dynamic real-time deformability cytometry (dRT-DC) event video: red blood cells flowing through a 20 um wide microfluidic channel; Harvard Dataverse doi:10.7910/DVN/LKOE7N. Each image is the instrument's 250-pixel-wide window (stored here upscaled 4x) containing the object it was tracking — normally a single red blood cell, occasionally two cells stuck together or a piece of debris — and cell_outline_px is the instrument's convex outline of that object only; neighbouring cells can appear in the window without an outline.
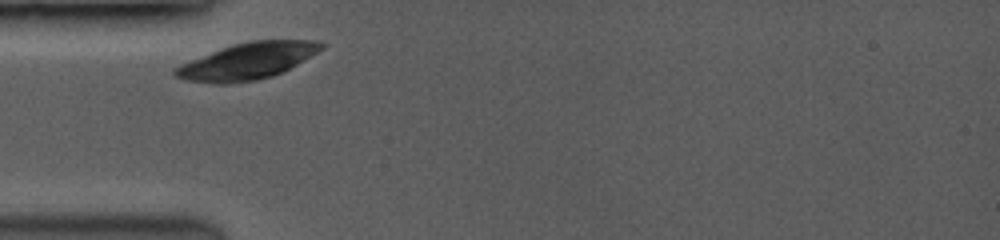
{"species": "common noctule bat (a hibernating species)", "species_latin": "Nyctalus noctula", "temperature_condition": "room temperature", "stored_images_in_passage": 11, "camera_frame_rate_fps": 3500, "um_per_image_px": 0.085, "animal": {"sex": "female", "body_mass_g": 19.0, "forearm_length_mm": 53.3}, "frame": {"image": 1, "passage_image": 1, "time_ms": 0.0, "image_size_px": [1000, 240], "cell_outline_px": [[328, 44], [324, 48], [296, 64], [272, 76], [256, 80], [224, 84], [220, 84], [188, 80], [176, 76], [172, 72], [180, 64], [232, 44], [248, 40], [320, 40]], "centroid_in_image_um": [21.07, 5.17], "position_along_channel_um": 63.9, "area_um2": 30.75}}
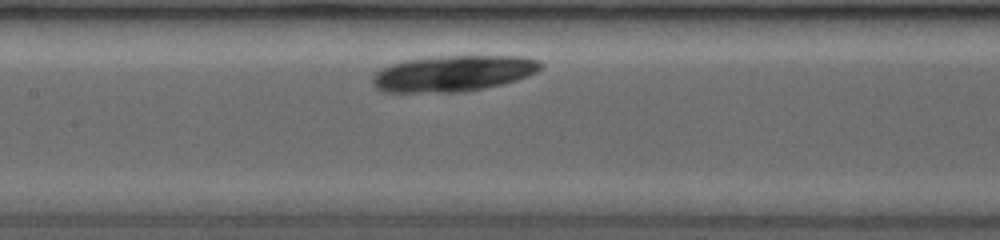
{"frame": {"image": 2, "passage_image": 8, "time_ms": 2.857, "image_size_px": [1000, 240], "cell_outline_px": [[544, 64], [536, 72], [528, 76], [516, 80], [484, 88], [448, 92], [384, 92], [376, 88], [372, 84], [372, 76], [380, 68], [404, 60], [432, 56], [520, 56], [540, 60]], "centroid_in_image_um": [38.49, 6.22], "position_along_channel_um": 168.9, "area_um2": 35.26}}
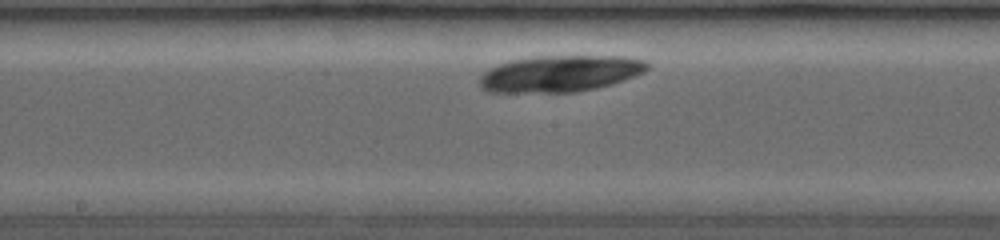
{"frame": {"image": 3, "passage_image": 10, "time_ms": 3.714, "image_size_px": [1000, 240], "cell_outline_px": [[648, 68], [644, 72], [624, 80], [612, 84], [596, 88], [576, 92], [488, 92], [480, 88], [480, 76], [484, 72], [508, 60], [536, 56], [624, 56], [644, 60], [648, 64]], "centroid_in_image_um": [47.6, 6.25], "position_along_channel_um": 200.6, "area_um2": 35.66}}